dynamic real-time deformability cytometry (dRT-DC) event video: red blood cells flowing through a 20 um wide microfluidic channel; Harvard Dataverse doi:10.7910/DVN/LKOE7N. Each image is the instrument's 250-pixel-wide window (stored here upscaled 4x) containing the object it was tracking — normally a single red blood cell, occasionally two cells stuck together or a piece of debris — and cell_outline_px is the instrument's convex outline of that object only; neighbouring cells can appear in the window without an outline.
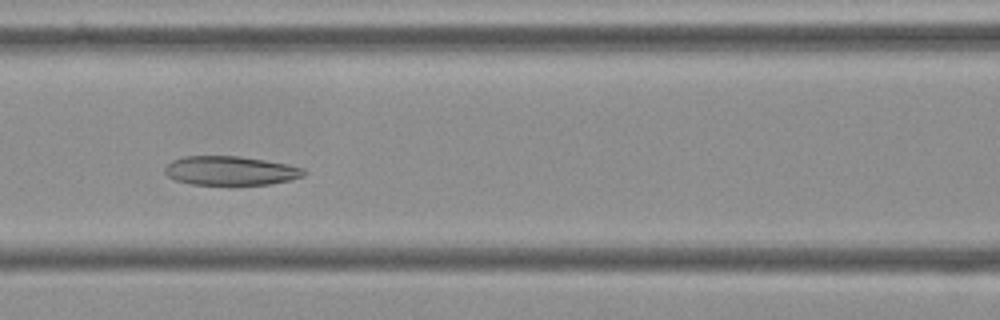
{"species": "Egyptian fruit bat (a non-hibernating species)", "species_latin": "Rousettus aegyptiacus", "temperature_condition": "cold", "stored_images_in_passage": 9, "camera_frame_rate_fps": 3000, "um_per_image_px": 0.085, "frame": {"image": 1, "passage_image": 6, "time_ms": 1.667, "image_size_px": [1000, 320], "cell_outline_px": [[308, 172], [304, 176], [288, 180], [268, 184], [192, 184], [176, 180], [168, 176], [164, 172], [164, 168], [172, 160], [184, 156], [240, 156], [288, 164], [304, 168]], "centroid_in_image_um": [19.6, 14.5], "position_along_channel_um": 147.0, "area_um2": 23.41}}
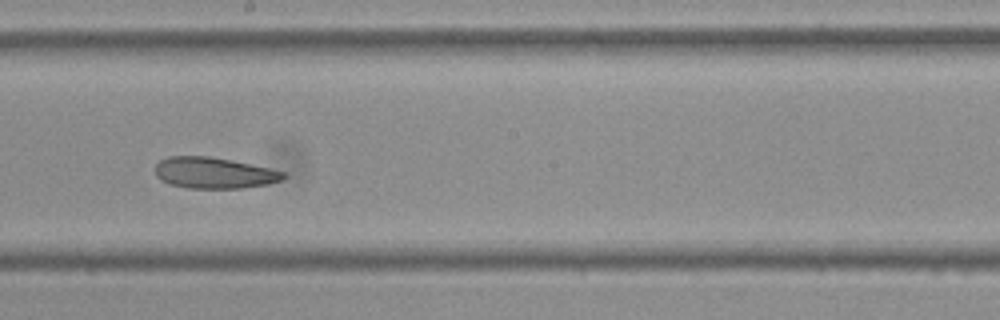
{"frame": {"image": 2, "passage_image": 8, "time_ms": 2.333, "image_size_px": [1000, 320], "cell_outline_px": [[288, 176], [280, 180], [268, 184], [240, 188], [188, 188], [168, 184], [160, 180], [156, 176], [156, 164], [160, 160], [168, 156], [208, 156], [232, 160], [268, 168], [284, 172]], "centroid_in_image_um": [18.16, 14.7], "position_along_channel_um": 230.0, "area_um2": 23.24}}
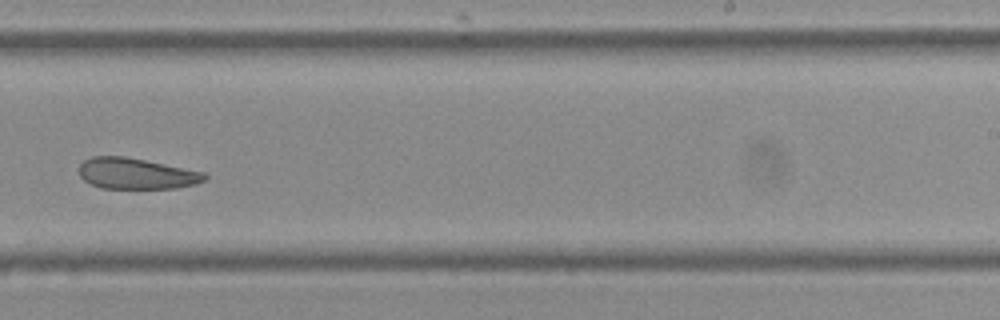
{"frame": {"image": 3, "passage_image": 9, "time_ms": 2.667, "image_size_px": [1000, 320], "cell_outline_px": [[208, 176], [204, 180], [196, 184], [176, 188], [100, 188], [84, 180], [80, 176], [80, 164], [84, 160], [92, 156], [124, 156], [204, 172]], "centroid_in_image_um": [11.57, 14.75], "position_along_channel_um": 277.4, "area_um2": 22.48}}